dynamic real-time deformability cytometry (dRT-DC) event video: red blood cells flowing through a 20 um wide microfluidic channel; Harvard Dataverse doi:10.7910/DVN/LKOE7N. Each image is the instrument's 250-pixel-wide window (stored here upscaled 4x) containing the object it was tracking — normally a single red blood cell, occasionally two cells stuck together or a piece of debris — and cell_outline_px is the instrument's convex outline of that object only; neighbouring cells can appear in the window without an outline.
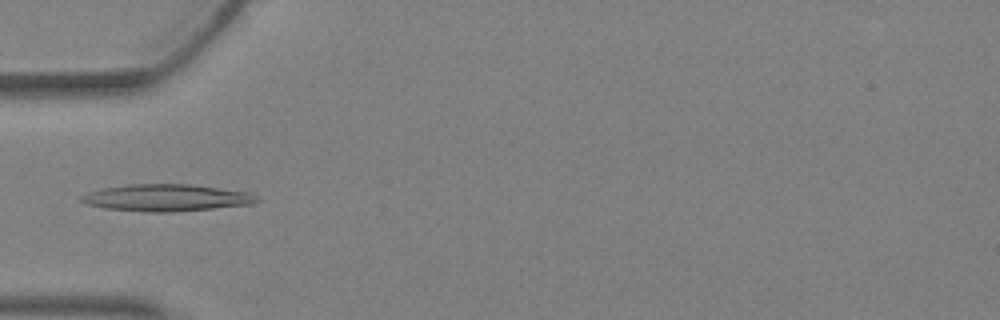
{"species": "Egyptian fruit bat (a non-hibernating species)", "species_latin": "Rousettus aegyptiacus", "temperature_condition": "warm", "stored_images_in_passage": 37, "camera_frame_rate_fps": 3000, "um_per_image_px": 0.085, "animal": {"sex": "female"}, "frame": {"image": 1, "passage_image": 11, "time_ms": 3.333, "image_size_px": [1000, 320], "cell_outline_px": [[260, 200], [252, 204], [212, 208], [168, 212], [148, 212], [108, 208], [88, 204], [80, 200], [80, 196], [88, 192], [104, 188], [128, 184], [192, 184], [248, 192], [256, 196]], "centroid_in_image_um": [14.15, 16.8], "position_along_channel_um": 70.8, "area_um2": 27.22}}
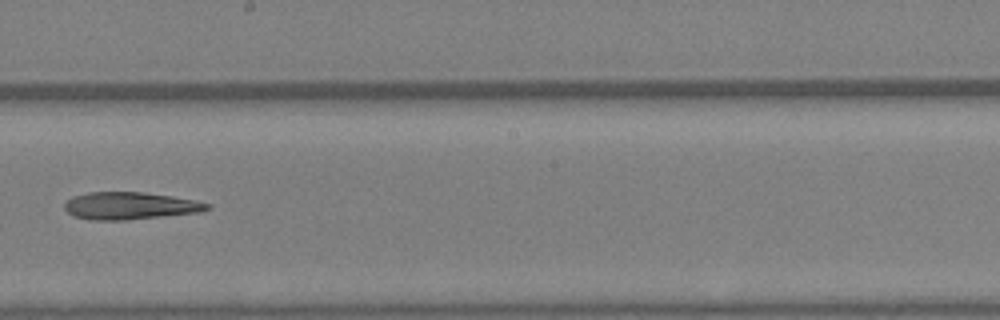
{"frame": {"image": 2, "passage_image": 20, "time_ms": 6.333, "image_size_px": [1000, 320], "cell_outline_px": [[212, 208], [200, 212], [124, 220], [92, 220], [72, 216], [64, 208], [64, 204], [72, 196], [88, 192], [140, 192], [172, 196], [196, 200], [212, 204]], "centroid_in_image_um": [11.06, 17.49], "position_along_channel_um": 237.1, "area_um2": 22.77}}
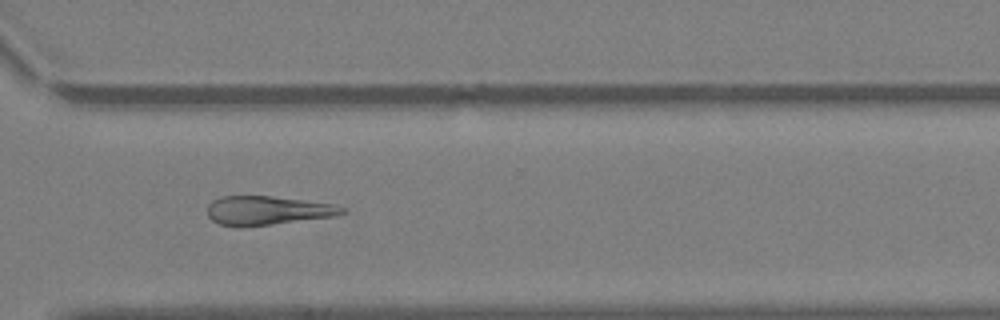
{"frame": {"image": 3, "passage_image": 26, "time_ms": 8.333, "image_size_px": [1000, 320], "cell_outline_px": [[344, 212], [336, 216], [240, 228], [220, 224], [212, 220], [208, 216], [208, 204], [212, 200], [220, 196], [272, 196], [304, 200], [332, 204], [344, 208]], "centroid_in_image_um": [22.67, 17.9], "position_along_channel_um": 347.9, "area_um2": 22.72}}